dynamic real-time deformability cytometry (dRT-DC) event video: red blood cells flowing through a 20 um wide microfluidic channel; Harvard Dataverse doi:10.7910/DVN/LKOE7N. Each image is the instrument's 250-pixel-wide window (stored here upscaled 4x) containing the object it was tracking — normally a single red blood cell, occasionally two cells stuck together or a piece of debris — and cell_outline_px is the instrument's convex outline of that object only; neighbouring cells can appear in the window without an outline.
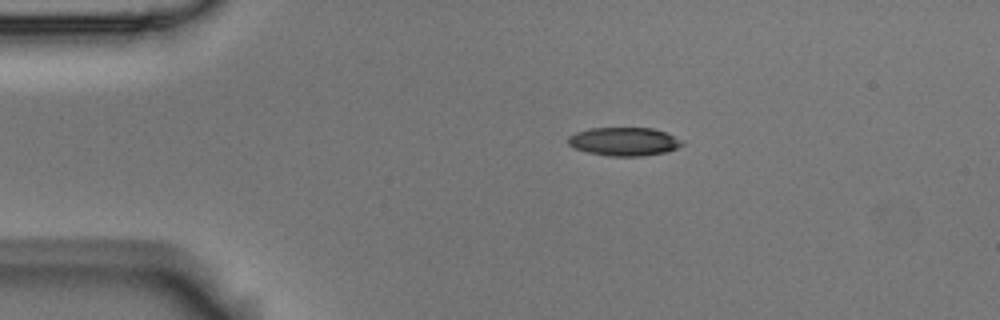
{"species": "Egyptian fruit bat (a non-hibernating species)", "species_latin": "Rousettus aegyptiacus", "temperature_condition": "room temperature", "stored_images_in_passage": 3, "camera_frame_rate_fps": 3000, "um_per_image_px": 0.085, "animal": {"sex": "male"}, "frame": {"image": 1, "passage_image": 1, "time_ms": 0.0, "image_size_px": [1000, 320], "cell_outline_px": [[684, 144], [668, 152], [644, 156], [608, 156], [588, 152], [576, 148], [568, 144], [568, 136], [576, 132], [588, 128], [652, 128], [664, 132], [684, 140]], "centroid_in_image_um": [53.07, 12.03], "position_along_channel_um": 31.9, "area_um2": 18.96}}
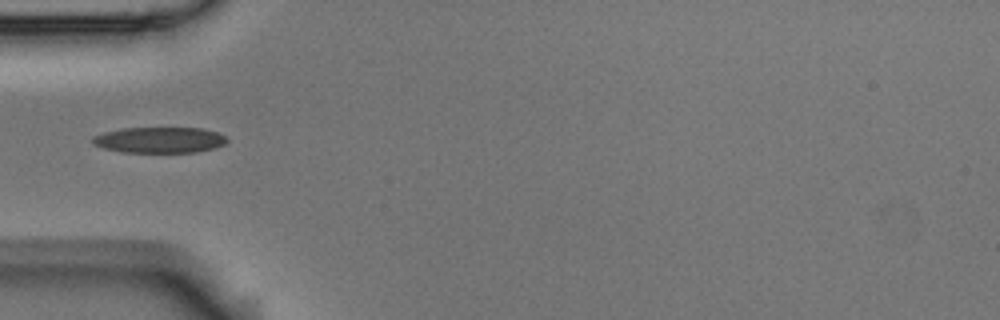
{"frame": {"image": 2, "passage_image": 3, "time_ms": 0.667, "image_size_px": [1000, 320], "cell_outline_px": [[228, 140], [224, 144], [212, 148], [196, 152], [120, 152], [104, 148], [92, 144], [92, 136], [104, 132], [120, 128], [204, 128], [216, 132], [224, 136]], "centroid_in_image_um": [13.51, 11.89], "position_along_channel_um": 71.5, "area_um2": 20.23}}